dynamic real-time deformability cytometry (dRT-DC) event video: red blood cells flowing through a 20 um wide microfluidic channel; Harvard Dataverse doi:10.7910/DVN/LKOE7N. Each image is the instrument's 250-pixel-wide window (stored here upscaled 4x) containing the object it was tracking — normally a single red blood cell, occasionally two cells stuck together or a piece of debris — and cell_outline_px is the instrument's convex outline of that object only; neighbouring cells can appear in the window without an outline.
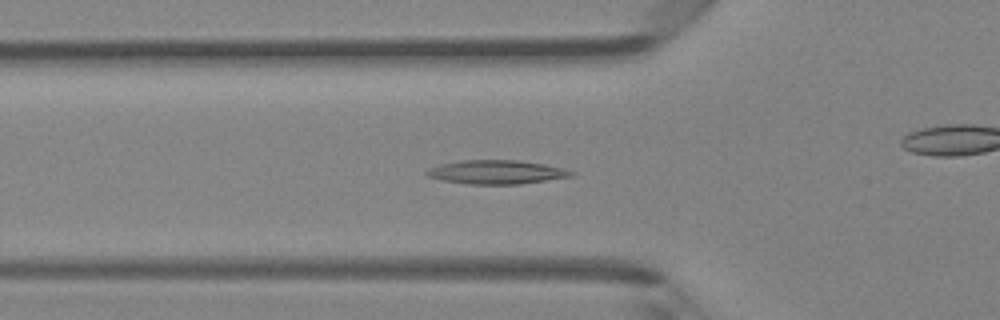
{"species": "Egyptian fruit bat (a non-hibernating species)", "species_latin": "Rousettus aegyptiacus", "temperature_condition": "room temperature", "stored_images_in_passage": 42, "camera_frame_rate_fps": 3000, "um_per_image_px": 0.085, "animal": {"sex": "female"}, "frame": {"image": 1, "passage_image": 10, "time_ms": 3.0, "image_size_px": [1000, 320], "cell_outline_px": [[576, 172], [572, 176], [520, 184], [464, 184], [444, 180], [428, 176], [424, 172], [428, 168], [440, 164], [464, 160], [516, 160], [544, 164], [564, 168]], "centroid_in_image_um": [42.2, 14.62], "position_along_channel_um": 83.6, "area_um2": 20.0}}
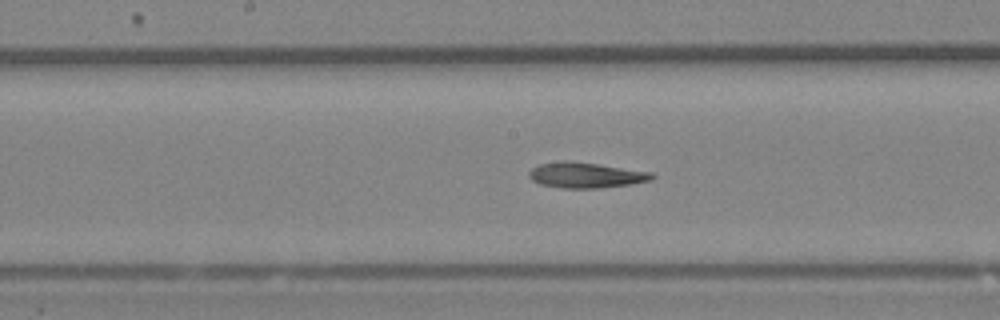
{"frame": {"image": 2, "passage_image": 18, "time_ms": 5.667, "image_size_px": [1000, 320], "cell_outline_px": [[656, 176], [652, 180], [632, 184], [600, 188], [564, 188], [540, 184], [532, 180], [528, 176], [528, 172], [532, 168], [540, 164], [560, 160], [568, 160], [652, 172]], "centroid_in_image_um": [49.79, 14.89], "position_along_channel_um": 198.4, "area_um2": 18.32}}
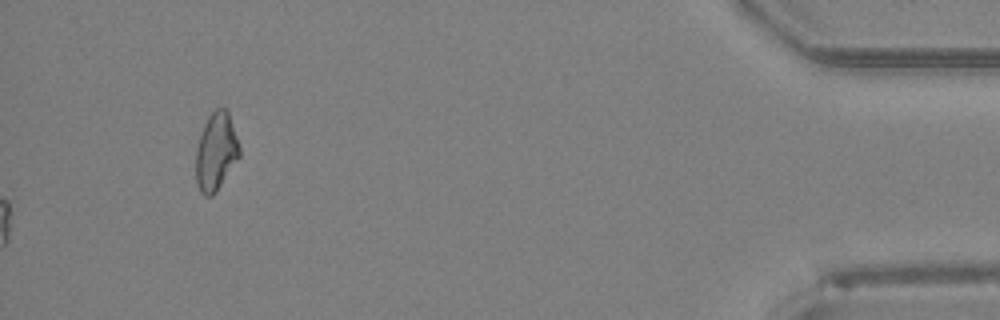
{"frame": {"image": 3, "passage_image": 42, "time_ms": 13.667, "image_size_px": [1000, 320], "cell_outline_px": [[240, 156], [216, 192], [212, 196], [204, 196], [200, 192], [196, 184], [196, 148], [204, 124], [208, 116], [216, 108], [224, 108], [228, 112], [240, 144]], "centroid_in_image_um": [18.36, 12.91], "position_along_channel_um": 416.8, "area_um2": 19.83}, "authors_computed_cell_mechanics": {"area_um2": 18.2937, "velocity_mm_per_s": 4.3041, "shape_relaxation_time_tau1_ms": null, "shape_relaxation_time_tau2_ms": 9.7681, "deformation_change_tau1": null, "deformation_change_tau2": 0.2239}}